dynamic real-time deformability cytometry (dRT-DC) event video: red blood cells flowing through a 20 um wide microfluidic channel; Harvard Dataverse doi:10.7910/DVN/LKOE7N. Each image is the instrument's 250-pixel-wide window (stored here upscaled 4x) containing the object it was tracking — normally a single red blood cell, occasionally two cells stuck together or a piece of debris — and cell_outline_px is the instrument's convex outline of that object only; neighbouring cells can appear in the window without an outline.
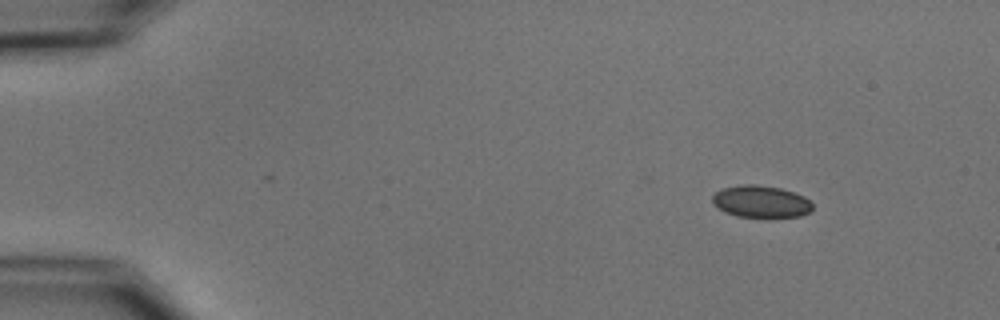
{"species": "common noctule bat (a hibernating species)", "species_latin": "Nyctalus noctula", "temperature_condition": "cold", "stored_images_in_passage": 44, "camera_frame_rate_fps": 3000, "um_per_image_px": 0.085, "animal": {"sex": "male", "body_mass_g": 15.6}, "frame": {"image": 1, "passage_image": 1, "time_ms": 0.0, "image_size_px": [1000, 320], "cell_outline_px": [[812, 208], [808, 212], [800, 216], [768, 220], [736, 216], [724, 212], [712, 200], [712, 196], [716, 192], [724, 188], [744, 184], [756, 184], [780, 188], [804, 196], [812, 204]], "centroid_in_image_um": [64.7, 17.18], "position_along_channel_um": 20.3, "area_um2": 19.13}}
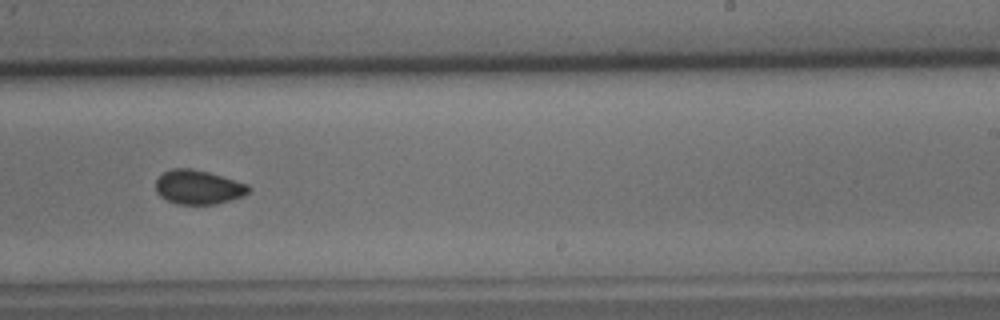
{"frame": {"image": 2, "passage_image": 29, "time_ms": 9.333, "image_size_px": [1000, 320], "cell_outline_px": [[252, 188], [244, 196], [232, 200], [216, 204], [176, 204], [160, 196], [156, 192], [156, 180], [164, 172], [172, 168], [192, 168], [208, 172], [248, 184]], "centroid_in_image_um": [16.87, 15.91], "position_along_channel_um": 272.1, "area_um2": 18.55}}
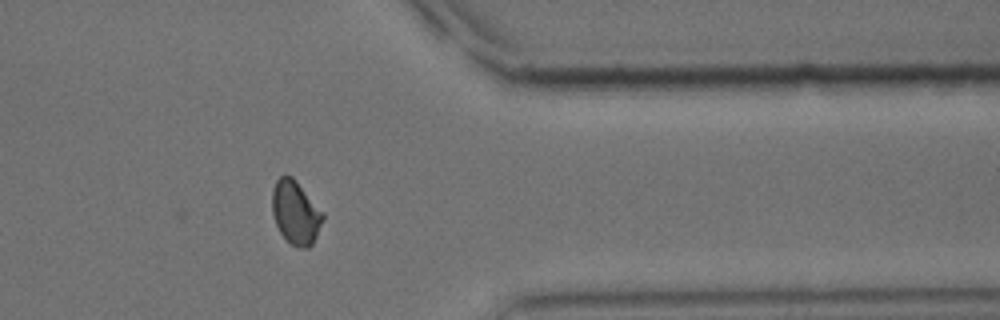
{"frame": {"image": 3, "passage_image": 39, "time_ms": 12.667, "image_size_px": [1000, 320], "cell_outline_px": [[324, 220], [312, 244], [308, 248], [300, 248], [292, 244], [280, 232], [276, 224], [272, 212], [272, 188], [276, 180], [284, 172], [292, 176], [296, 180], [324, 212]], "centroid_in_image_um": [25.13, 18.02], "position_along_channel_um": 386.3, "area_um2": 18.96}, "authors_computed_cell_mechanics": {"area_um2": 19.0162, "velocity_mm_per_s": 3.7222, "shape_relaxation_time_tau1_ms": 3.2751, "shape_relaxation_time_tau2_ms": 2.4457, "deformation_change_tau1": 0.0501, "deformation_change_tau2": 0.0435}}